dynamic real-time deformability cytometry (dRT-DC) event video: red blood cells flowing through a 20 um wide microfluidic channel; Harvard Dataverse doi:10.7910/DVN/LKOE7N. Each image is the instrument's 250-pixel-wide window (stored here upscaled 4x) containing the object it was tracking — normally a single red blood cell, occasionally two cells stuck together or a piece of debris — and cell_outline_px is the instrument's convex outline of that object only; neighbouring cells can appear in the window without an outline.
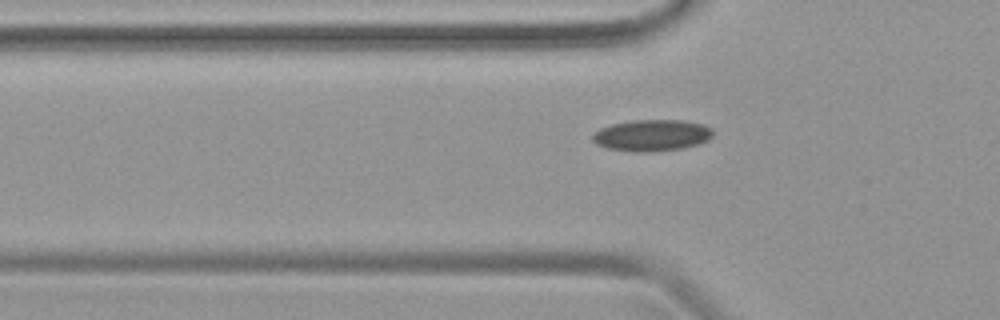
{"species": "common noctule bat (a hibernating species)", "species_latin": "Nyctalus noctula", "temperature_condition": "warm", "stored_images_in_passage": 34, "camera_frame_rate_fps": 3000, "um_per_image_px": 0.085, "animal": {"sex": "female", "body_mass_g": 19.9}, "frame": {"image": 1, "passage_image": 6, "time_ms": 1.667, "image_size_px": [1000, 320], "cell_outline_px": [[712, 136], [708, 140], [684, 148], [648, 152], [632, 152], [604, 148], [596, 144], [592, 140], [592, 136], [600, 128], [612, 124], [632, 120], [680, 120], [704, 124], [712, 128]], "centroid_in_image_um": [55.39, 11.51], "position_along_channel_um": 70.4, "area_um2": 22.2}}
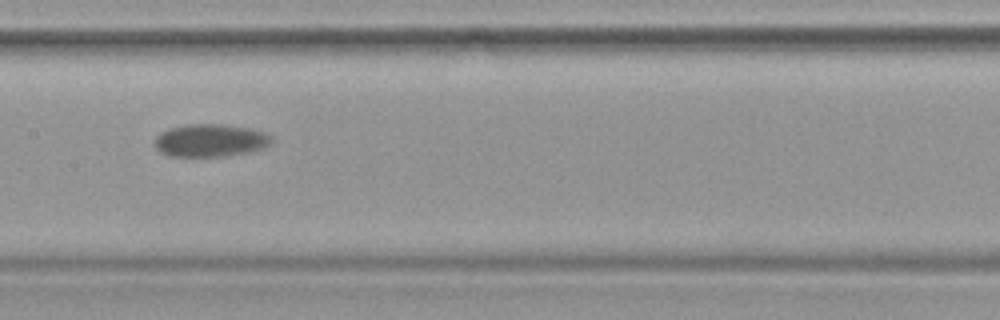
{"frame": {"image": 2, "passage_image": 15, "time_ms": 4.667, "image_size_px": [1000, 320], "cell_outline_px": [[272, 140], [264, 148], [248, 152], [224, 156], [168, 156], [160, 152], [152, 144], [156, 136], [160, 132], [168, 128], [188, 124], [224, 124], [252, 128], [264, 132], [272, 136]], "centroid_in_image_um": [17.84, 11.92], "position_along_channel_um": 189.6, "area_um2": 22.54}}
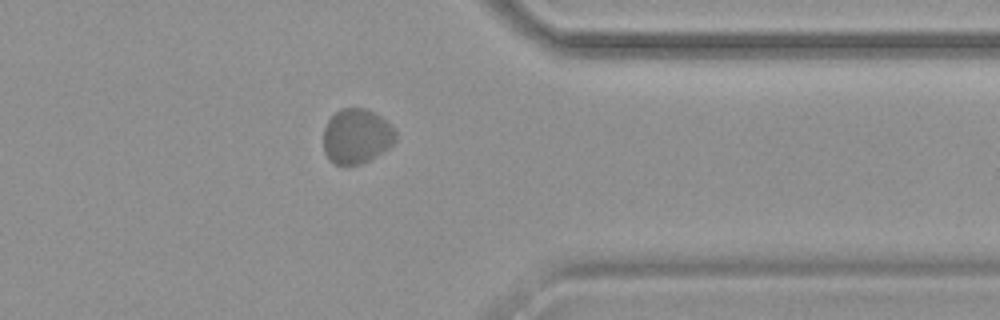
{"frame": {"image": 3, "passage_image": 30, "time_ms": 9.667, "image_size_px": [1000, 320], "cell_outline_px": [[396, 140], [388, 148], [376, 156], [360, 164], [332, 164], [328, 160], [324, 152], [324, 128], [328, 120], [340, 108], [364, 108], [380, 116], [392, 124], [396, 132]], "centroid_in_image_um": [30.31, 11.58], "position_along_channel_um": 381.1, "area_um2": 23.12}}